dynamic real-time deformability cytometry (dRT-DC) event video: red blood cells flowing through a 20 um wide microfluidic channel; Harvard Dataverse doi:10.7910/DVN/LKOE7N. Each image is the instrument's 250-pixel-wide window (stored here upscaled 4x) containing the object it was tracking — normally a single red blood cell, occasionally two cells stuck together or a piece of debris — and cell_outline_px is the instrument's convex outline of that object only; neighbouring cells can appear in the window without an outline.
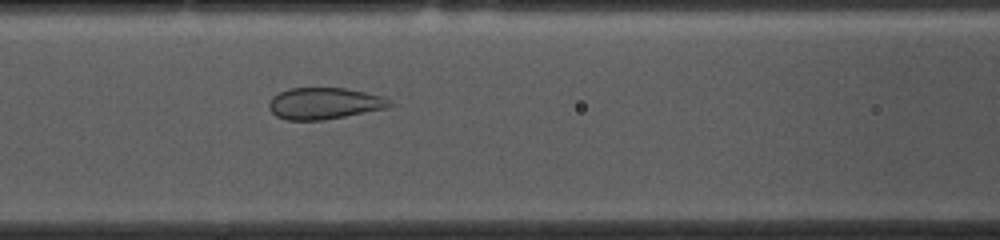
{"species": "common noctule bat (a hibernating species)", "species_latin": "Nyctalus noctula", "temperature_condition": "cold", "stored_images_in_passage": 53, "camera_frame_rate_fps": 3000, "um_per_image_px": 0.085, "animal": {"sex": "female", "body_mass_g": 10.0, "forearm_length_mm": 53.1}, "frame": {"image": 1, "passage_image": 21, "time_ms": 6.667, "image_size_px": [1000, 240], "cell_outline_px": [[392, 104], [384, 108], [344, 116], [320, 120], [288, 120], [276, 116], [268, 108], [268, 104], [272, 96], [288, 88], [344, 88], [364, 92], [380, 96], [388, 100]], "centroid_in_image_um": [27.47, 8.78], "position_along_channel_um": 139.1, "area_um2": 21.79}}
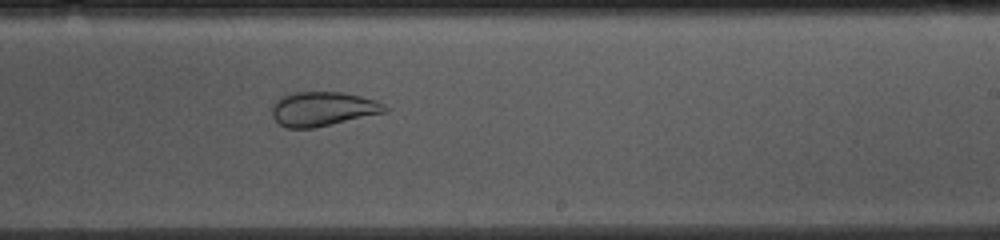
{"frame": {"image": 2, "passage_image": 31, "time_ms": 10.0, "image_size_px": [1000, 240], "cell_outline_px": [[388, 112], [312, 128], [288, 128], [280, 124], [272, 116], [272, 108], [276, 100], [284, 96], [296, 92], [344, 92], [376, 100], [384, 104], [388, 108]], "centroid_in_image_um": [27.47, 9.25], "position_along_channel_um": 261.5, "area_um2": 22.43}}
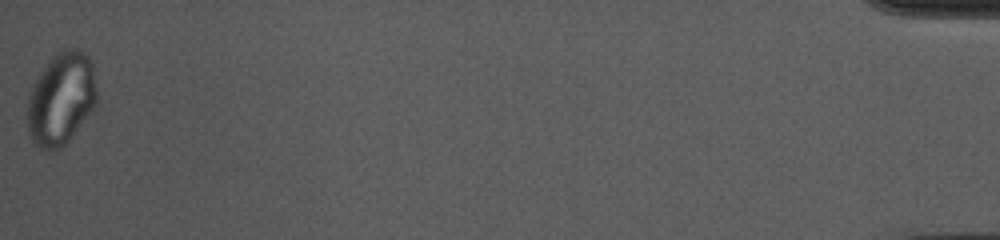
{"frame": {"image": 3, "passage_image": 53, "time_ms": 17.333, "image_size_px": [1000, 240], "cell_outline_px": [[96, 108], [68, 140], [60, 148], [48, 152], [32, 144], [28, 136], [28, 100], [32, 88], [40, 72], [52, 56], [56, 52], [64, 48], [76, 48], [84, 52], [92, 60], [96, 88]], "centroid_in_image_um": [5.21, 8.41], "position_along_channel_um": 430.0, "area_um2": 37.8}}